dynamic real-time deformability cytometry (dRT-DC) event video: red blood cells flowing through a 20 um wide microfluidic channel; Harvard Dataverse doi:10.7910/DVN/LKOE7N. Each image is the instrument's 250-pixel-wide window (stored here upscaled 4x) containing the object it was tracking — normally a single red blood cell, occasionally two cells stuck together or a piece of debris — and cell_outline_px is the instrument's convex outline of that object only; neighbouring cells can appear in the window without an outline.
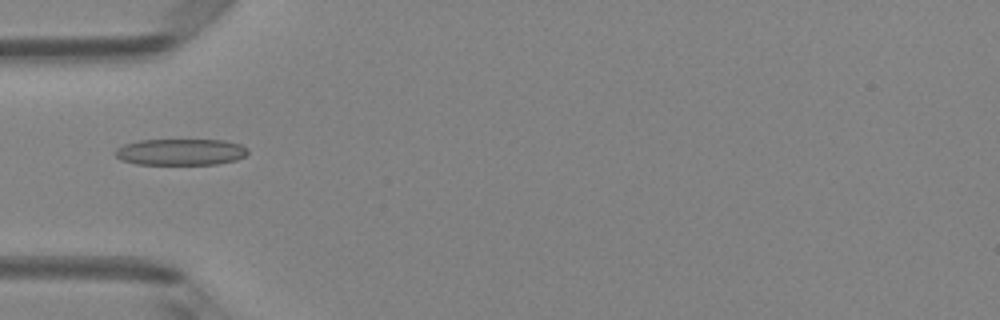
{"species": "Egyptian fruit bat (a non-hibernating species)", "species_latin": "Rousettus aegyptiacus", "temperature_condition": "room temperature", "stored_images_in_passage": 5, "camera_frame_rate_fps": 3000, "um_per_image_px": 0.085, "animal": {"sex": "female"}, "frame": {"image": 1, "passage_image": 4, "time_ms": 1.0, "image_size_px": [1000, 320], "cell_outline_px": [[248, 152], [244, 156], [236, 160], [220, 164], [136, 164], [120, 160], [116, 156], [116, 148], [124, 144], [140, 140], [224, 140], [240, 144], [248, 148]], "centroid_in_image_um": [15.36, 12.92], "position_along_channel_um": 69.6, "area_um2": 20.46}}
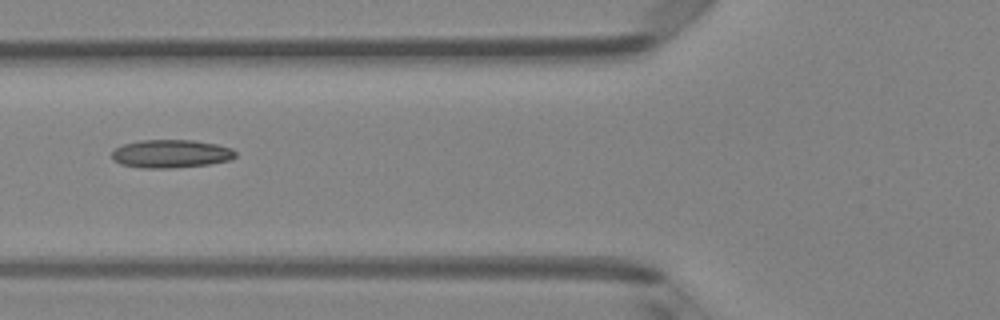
{"frame": {"image": 2, "passage_image": 5, "time_ms": 1.333, "image_size_px": [1000, 320], "cell_outline_px": [[236, 156], [232, 160], [208, 164], [172, 168], [140, 168], [120, 164], [112, 160], [112, 152], [116, 148], [124, 144], [140, 140], [192, 140], [216, 144], [232, 148], [236, 152]], "centroid_in_image_um": [14.53, 13.07], "position_along_channel_um": 111.3, "area_um2": 20.4}}